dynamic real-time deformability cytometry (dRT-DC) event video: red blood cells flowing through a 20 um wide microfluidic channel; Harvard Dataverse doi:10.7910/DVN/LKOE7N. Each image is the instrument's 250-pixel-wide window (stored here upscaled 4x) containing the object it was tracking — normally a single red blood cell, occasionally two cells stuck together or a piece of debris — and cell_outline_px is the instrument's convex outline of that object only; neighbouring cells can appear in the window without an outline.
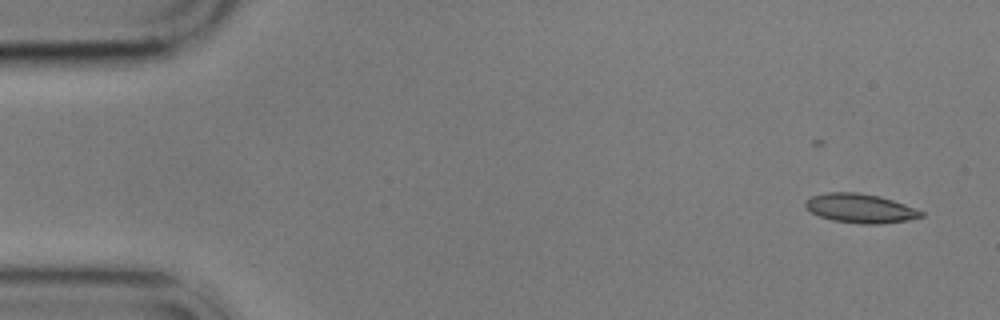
{"species": "common noctule bat (a hibernating species)", "species_latin": "Nyctalus noctula", "temperature_condition": "cold", "stored_images_in_passage": 6, "camera_frame_rate_fps": 3000, "um_per_image_px": 0.085, "animal": {"sex": "male", "body_mass_g": 17.9}, "frame": {"image": 1, "passage_image": 1, "time_ms": 0.0, "image_size_px": [1000, 320], "cell_outline_px": [[924, 216], [908, 220], [880, 224], [860, 224], [832, 220], [820, 216], [804, 208], [804, 200], [812, 196], [828, 192], [856, 192], [880, 196], [904, 204], [924, 212]], "centroid_in_image_um": [73.1, 17.71], "position_along_channel_um": 11.9, "area_um2": 19.71}}
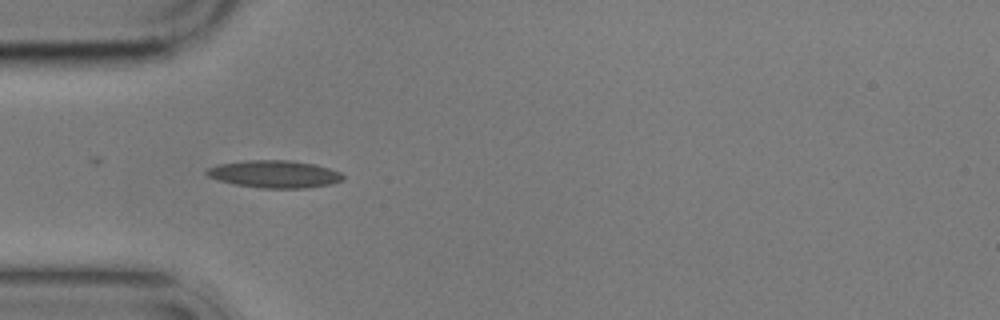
{"frame": {"image": 2, "passage_image": 5, "time_ms": 4.667, "image_size_px": [1000, 320], "cell_outline_px": [[344, 180], [332, 184], [308, 188], [260, 188], [236, 184], [220, 180], [208, 176], [204, 172], [208, 168], [220, 164], [248, 160], [288, 160], [316, 164], [340, 172], [344, 176]], "centroid_in_image_um": [23.38, 14.8], "position_along_channel_um": 61.6, "area_um2": 21.73}}
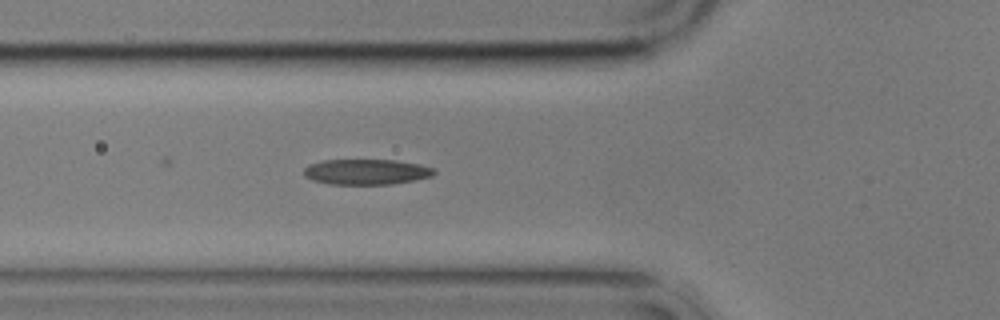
{"frame": {"image": 3, "passage_image": 6, "time_ms": 5.667, "image_size_px": [1000, 320], "cell_outline_px": [[436, 172], [432, 176], [416, 180], [392, 184], [328, 184], [312, 180], [304, 176], [304, 168], [308, 164], [324, 160], [396, 160], [420, 164], [432, 168]], "centroid_in_image_um": [31.12, 14.61], "position_along_channel_um": 94.7, "area_um2": 19.42}}